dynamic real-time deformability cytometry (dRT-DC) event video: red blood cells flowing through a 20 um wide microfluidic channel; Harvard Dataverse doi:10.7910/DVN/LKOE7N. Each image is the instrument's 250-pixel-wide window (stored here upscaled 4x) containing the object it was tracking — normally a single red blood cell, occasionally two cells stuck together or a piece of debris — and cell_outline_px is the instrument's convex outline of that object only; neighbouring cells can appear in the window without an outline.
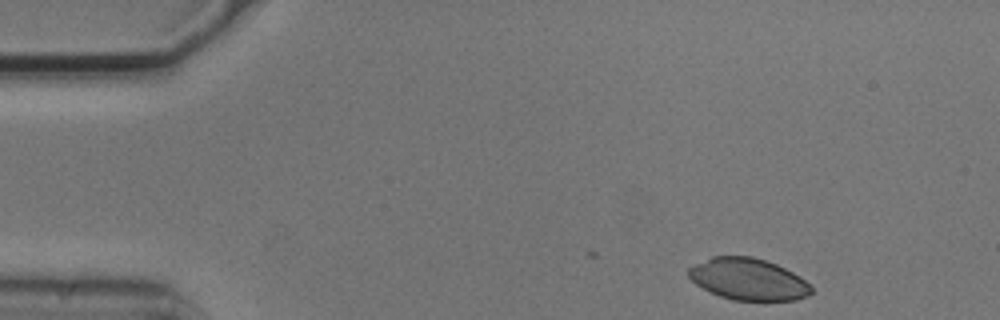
{"species": "common noctule bat (a hibernating species)", "species_latin": "Nyctalus noctula", "temperature_condition": "cold", "stored_images_in_passage": 3, "camera_frame_rate_fps": 3000, "um_per_image_px": 0.085, "animal": {"sex": "male", "body_mass_g": 20.5, "forearm_length_mm": 52.5}, "frame": {"image": 1, "passage_image": 1, "time_ms": 0.0, "image_size_px": [1000, 320], "cell_outline_px": [[812, 292], [808, 296], [796, 300], [732, 300], [720, 296], [696, 284], [688, 276], [688, 268], [712, 256], [752, 256], [776, 264], [800, 276], [812, 288]], "centroid_in_image_um": [63.6, 23.73], "position_along_channel_um": 21.4, "area_um2": 29.59}}